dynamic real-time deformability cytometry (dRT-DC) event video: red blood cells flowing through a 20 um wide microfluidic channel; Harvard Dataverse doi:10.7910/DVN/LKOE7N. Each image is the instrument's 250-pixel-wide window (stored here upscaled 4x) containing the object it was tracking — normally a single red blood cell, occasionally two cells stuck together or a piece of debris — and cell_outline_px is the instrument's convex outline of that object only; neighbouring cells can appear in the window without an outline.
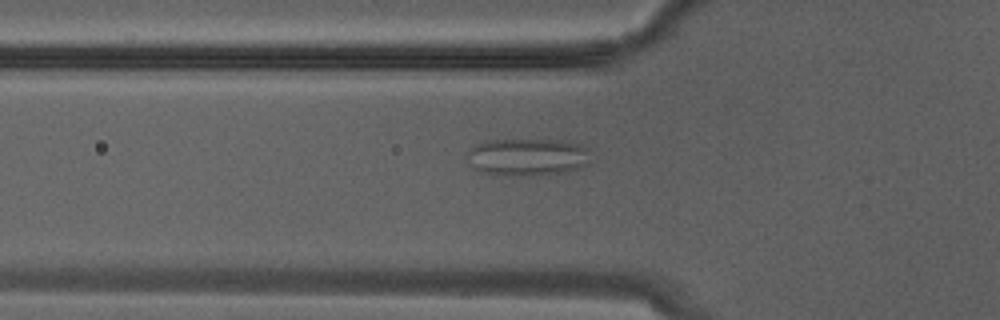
{"species": "Egyptian fruit bat (a non-hibernating species)", "species_latin": "Rousettus aegyptiacus", "temperature_condition": "warm", "stored_images_in_passage": 27, "camera_frame_rate_fps": 3000, "um_per_image_px": 0.085, "animal": {"sex": "male"}, "frame": {"image": 1, "passage_image": 8, "time_ms": 2.333, "image_size_px": [1000, 320], "cell_outline_px": [[588, 164], [580, 168], [564, 172], [532, 176], [512, 176], [476, 172], [472, 168], [468, 152], [476, 144], [484, 140], [560, 140], [580, 144], [588, 148]], "centroid_in_image_um": [44.82, 13.36], "position_along_channel_um": 81.0, "area_um2": 27.11}}
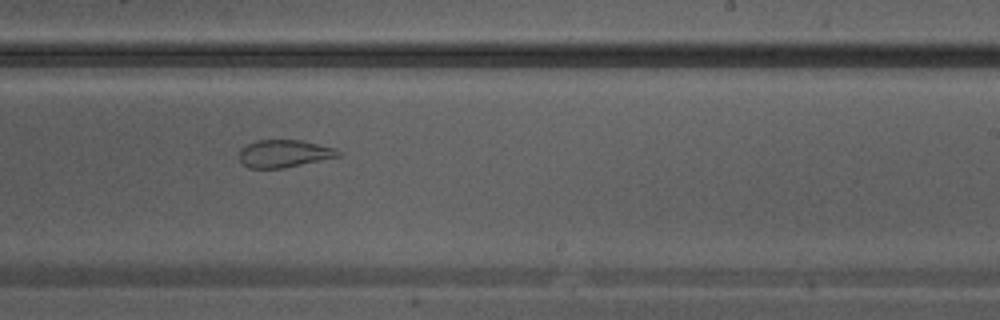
{"frame": {"image": 2, "passage_image": 16, "time_ms": 5.0, "image_size_px": [1000, 320], "cell_outline_px": [[340, 156], [280, 168], [248, 168], [240, 160], [240, 148], [256, 140], [300, 140], [336, 148], [340, 152]], "centroid_in_image_um": [24.13, 13.04], "position_along_channel_um": 264.9, "area_um2": 15.61}}